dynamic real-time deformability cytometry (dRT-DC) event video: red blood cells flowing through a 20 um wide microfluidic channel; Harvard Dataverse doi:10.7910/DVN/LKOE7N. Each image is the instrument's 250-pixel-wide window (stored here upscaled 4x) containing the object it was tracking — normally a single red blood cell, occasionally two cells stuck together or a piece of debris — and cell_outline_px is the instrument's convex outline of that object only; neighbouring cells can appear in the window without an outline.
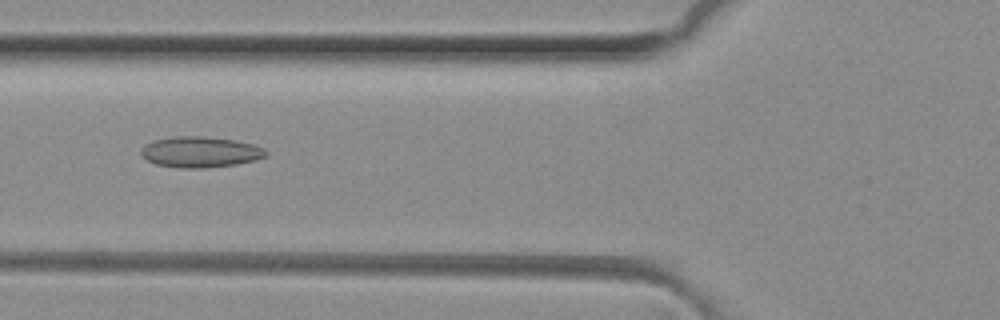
{"species": "common noctule bat (a hibernating species)", "species_latin": "Nyctalus noctula", "temperature_condition": "room temperature", "stored_images_in_passage": 41, "camera_frame_rate_fps": 3000, "um_per_image_px": 0.085, "animal": {"sex": "female", "body_mass_g": 29.2, "forearm_length_mm": 56.3}, "frame": {"image": 1, "passage_image": 10, "time_ms": 3.0, "image_size_px": [1000, 320], "cell_outline_px": [[268, 156], [256, 160], [236, 164], [204, 168], [180, 168], [156, 164], [148, 160], [140, 152], [144, 144], [152, 140], [176, 136], [204, 136], [236, 140], [252, 144], [264, 148], [268, 152]], "centroid_in_image_um": [17.05, 12.91], "position_along_channel_um": 108.8, "area_um2": 22.54}}
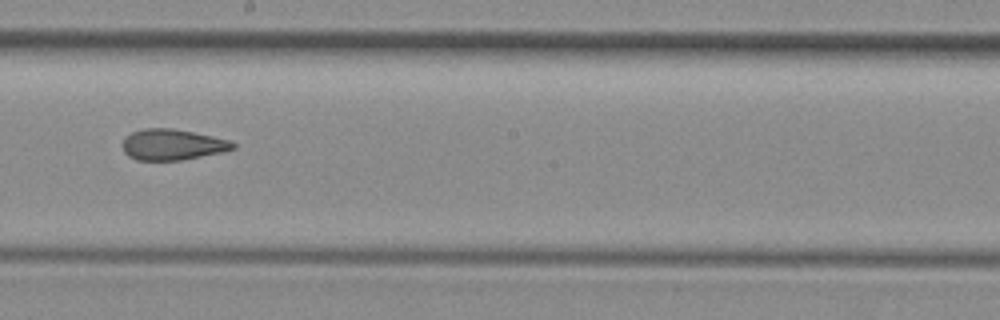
{"frame": {"image": 2, "passage_image": 19, "time_ms": 6.0, "image_size_px": [1000, 320], "cell_outline_px": [[236, 148], [224, 152], [180, 160], [136, 160], [128, 156], [124, 152], [124, 140], [132, 132], [144, 128], [172, 128], [212, 136], [228, 140], [236, 144]], "centroid_in_image_um": [14.68, 12.3], "position_along_channel_um": 233.5, "area_um2": 19.71}}
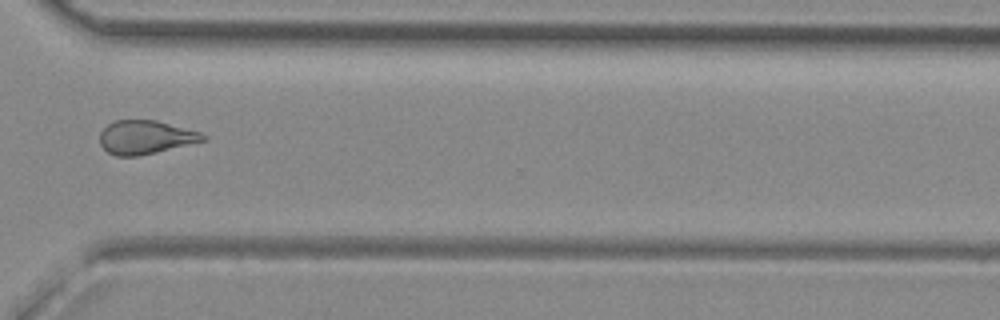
{"frame": {"image": 3, "passage_image": 28, "time_ms": 9.0, "image_size_px": [1000, 320], "cell_outline_px": [[208, 140], [140, 156], [116, 156], [108, 152], [100, 144], [100, 132], [108, 124], [116, 120], [156, 120], [200, 132], [208, 136]], "centroid_in_image_um": [12.39, 11.67], "position_along_channel_um": 358.2, "area_um2": 20.29}, "authors_computed_cell_mechanics": {"area_um2": 20.808, "velocity_mm_per_s": 4.1551, "shape_relaxation_time_tau1_ms": null, "shape_relaxation_time_tau2_ms": 2.1037, "deformation_change_tau1": null, "deformation_change_tau2": 0.1068}}